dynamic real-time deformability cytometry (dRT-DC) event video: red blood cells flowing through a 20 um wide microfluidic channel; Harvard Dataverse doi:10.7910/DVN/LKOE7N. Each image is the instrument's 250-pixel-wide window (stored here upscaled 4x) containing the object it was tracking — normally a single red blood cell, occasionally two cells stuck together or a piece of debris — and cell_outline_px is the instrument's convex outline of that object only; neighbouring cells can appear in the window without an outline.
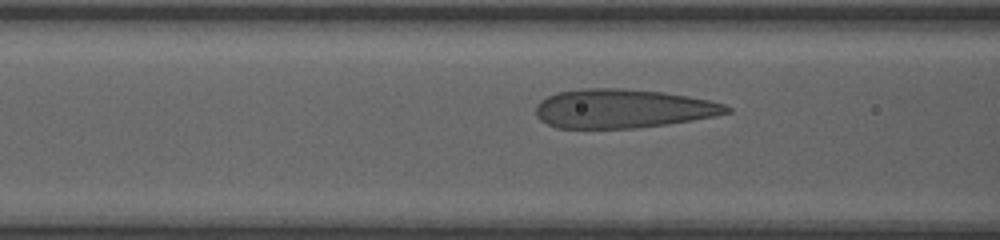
{"species": "human", "species_latin": "Homo sapiens", "temperature_condition": "room temperature", "stored_images_in_passage": 16, "camera_frame_rate_fps": 3000, "um_per_image_px": 0.085, "donor": {"sex": "female"}, "frame": {"image": 1, "passage_image": 14, "time_ms": 4.333, "image_size_px": [1000, 240], "cell_outline_px": [[732, 112], [716, 116], [692, 120], [664, 124], [632, 128], [556, 128], [540, 120], [536, 116], [536, 104], [540, 100], [556, 92], [584, 88], [620, 88], [664, 92], [688, 96], [708, 100], [724, 104], [732, 108]], "centroid_in_image_um": [52.92, 9.22], "position_along_channel_um": 113.7, "area_um2": 43.35}}